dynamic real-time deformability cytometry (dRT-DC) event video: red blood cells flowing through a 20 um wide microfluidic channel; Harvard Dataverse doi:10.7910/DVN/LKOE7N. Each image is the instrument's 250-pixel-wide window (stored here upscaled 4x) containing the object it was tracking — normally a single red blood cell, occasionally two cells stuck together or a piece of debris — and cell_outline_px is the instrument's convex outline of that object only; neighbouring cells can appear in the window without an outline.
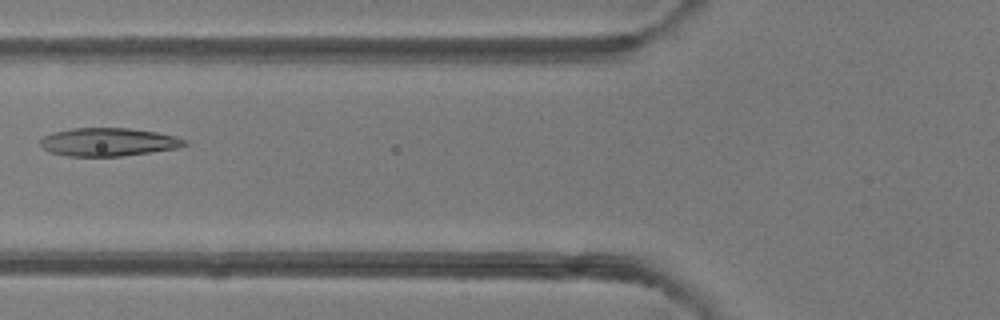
{"species": "common noctule bat (a hibernating species)", "species_latin": "Nyctalus noctula", "temperature_condition": "room temperature", "stored_images_in_passage": 5, "camera_frame_rate_fps": 3000, "um_per_image_px": 0.085, "animal": {"sex": "female"}, "frame": {"image": 1, "passage_image": 5, "time_ms": 4.667, "image_size_px": [1000, 320], "cell_outline_px": [[188, 144], [176, 148], [120, 156], [68, 156], [52, 152], [44, 148], [40, 144], [40, 140], [44, 136], [52, 132], [72, 128], [128, 128], [156, 132], [176, 136], [188, 140]], "centroid_in_image_um": [9.22, 12.06], "position_along_channel_um": 116.6, "area_um2": 23.52}}